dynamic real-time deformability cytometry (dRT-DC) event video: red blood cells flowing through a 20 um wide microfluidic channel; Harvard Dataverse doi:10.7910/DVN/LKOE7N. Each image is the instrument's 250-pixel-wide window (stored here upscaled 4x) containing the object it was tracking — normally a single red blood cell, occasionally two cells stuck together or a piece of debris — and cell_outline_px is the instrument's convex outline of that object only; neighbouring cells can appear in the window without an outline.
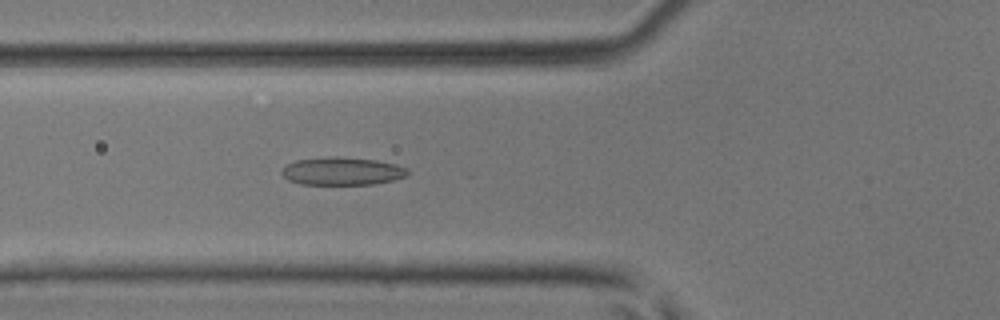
{"species": "common noctule bat (a hibernating species)", "species_latin": "Nyctalus noctula", "temperature_condition": "room temperature", "stored_images_in_passage": 28, "camera_frame_rate_fps": 3000, "um_per_image_px": 0.085, "animal": {"sex": "male", "body_mass_g": 17.9, "forearm_length_mm": 54.2}, "frame": {"image": 1, "passage_image": 4, "time_ms": 1.0, "image_size_px": [1000, 320], "cell_outline_px": [[408, 176], [376, 184], [300, 184], [288, 180], [280, 172], [288, 164], [296, 160], [376, 160], [396, 164], [408, 168]], "centroid_in_image_um": [29.14, 14.61], "position_along_channel_um": 96.7, "area_um2": 19.25}}
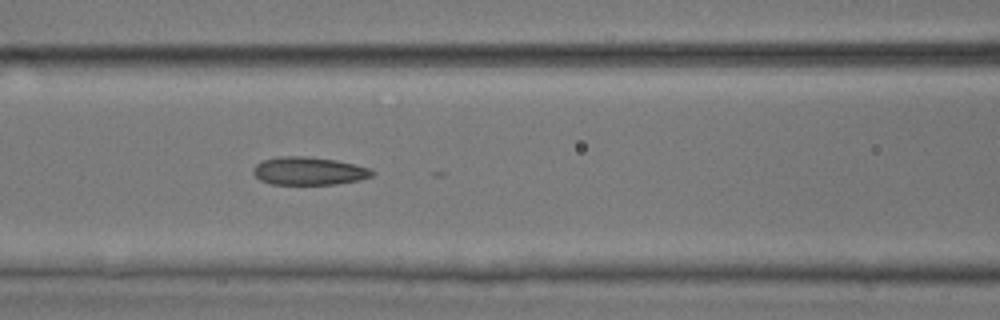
{"frame": {"image": 2, "passage_image": 7, "time_ms": 2.0, "image_size_px": [1000, 320], "cell_outline_px": [[376, 172], [372, 176], [360, 180], [336, 184], [272, 184], [260, 180], [252, 172], [252, 168], [256, 164], [264, 160], [280, 156], [308, 156], [336, 160], [372, 168]], "centroid_in_image_um": [26.28, 14.53], "position_along_channel_um": 140.3, "area_um2": 19.54}}
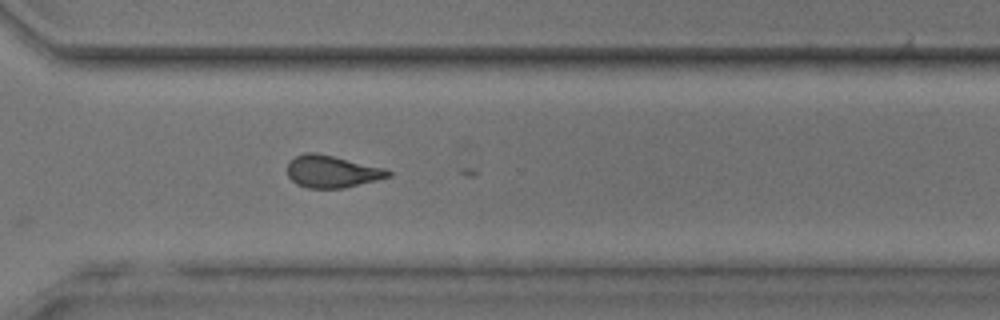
{"frame": {"image": 3, "passage_image": 21, "time_ms": 6.667, "image_size_px": [1000, 320], "cell_outline_px": [[392, 176], [344, 188], [308, 188], [296, 184], [288, 176], [288, 160], [304, 152], [316, 152], [384, 168], [392, 172]], "centroid_in_image_um": [28.19, 14.58], "position_along_channel_um": 342.4, "area_um2": 18.9}}